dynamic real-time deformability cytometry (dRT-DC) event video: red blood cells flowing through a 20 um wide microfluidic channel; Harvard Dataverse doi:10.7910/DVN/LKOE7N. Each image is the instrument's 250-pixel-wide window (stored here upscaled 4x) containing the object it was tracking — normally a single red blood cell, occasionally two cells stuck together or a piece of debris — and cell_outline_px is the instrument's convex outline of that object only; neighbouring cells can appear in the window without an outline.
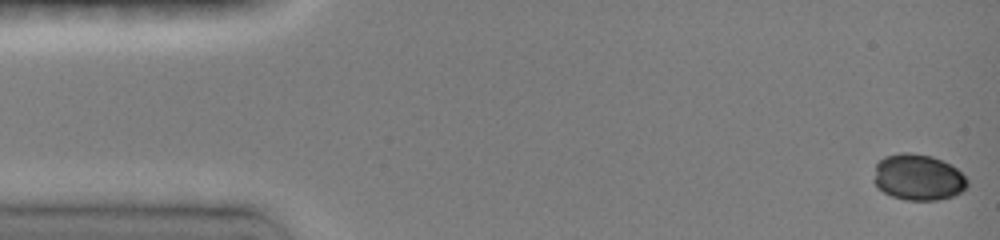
{"species": "common noctule bat (a hibernating species)", "species_latin": "Nyctalus noctula", "temperature_condition": "room temperature", "stored_images_in_passage": 35, "camera_frame_rate_fps": 3000, "um_per_image_px": 0.085, "animal": {"sex": "female", "body_mass_g": 19.0, "forearm_length_mm": 51.5}, "frame": {"image": 1, "passage_image": 1, "time_ms": 0.0, "image_size_px": [1000, 240], "cell_outline_px": [[968, 184], [960, 192], [952, 196], [936, 200], [904, 200], [892, 196], [884, 192], [872, 180], [876, 164], [884, 156], [904, 152], [908, 152], [932, 156], [956, 168], [968, 180]], "centroid_in_image_um": [78.01, 15.07], "position_along_channel_um": 7.0, "area_um2": 24.97}}
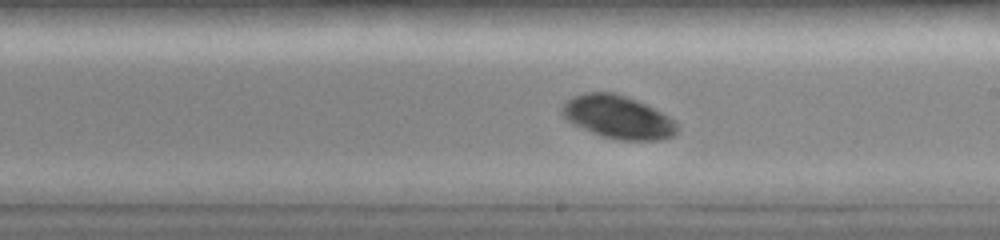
{"frame": {"image": 2, "passage_image": 21, "time_ms": 8.667, "image_size_px": [1000, 240], "cell_outline_px": [[680, 128], [672, 136], [664, 140], [620, 140], [604, 136], [592, 132], [568, 120], [560, 112], [560, 108], [572, 96], [584, 92], [616, 92], [640, 100], [648, 104], [676, 120]], "centroid_in_image_um": [52.59, 9.93], "position_along_channel_um": 236.4, "area_um2": 29.19}}
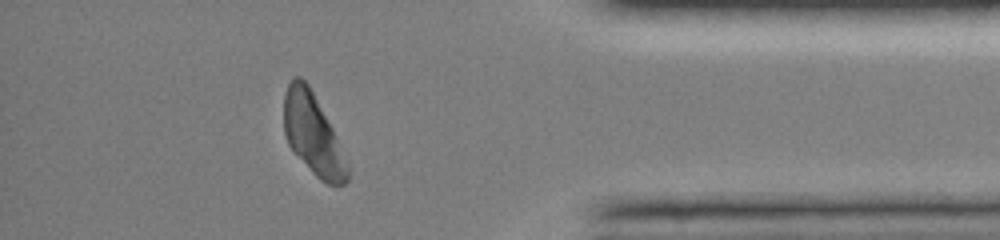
{"frame": {"image": 3, "passage_image": 31, "time_ms": 13.333, "image_size_px": [1000, 240], "cell_outline_px": [[348, 180], [344, 184], [328, 184], [320, 180], [292, 152], [288, 144], [284, 132], [284, 92], [292, 76], [300, 76], [308, 84], [332, 128], [348, 164]], "centroid_in_image_um": [26.56, 11.41], "position_along_channel_um": 408.6, "area_um2": 29.77}, "authors_computed_cell_mechanics": {"area_um2": 28.611, "velocity_mm_per_s": 4.0742, "shape_relaxation_time_tau1_ms": 1.2287, "shape_relaxation_time_tau2_ms": null, "deformation_change_tau1": 0.043, "deformation_change_tau2": null}}